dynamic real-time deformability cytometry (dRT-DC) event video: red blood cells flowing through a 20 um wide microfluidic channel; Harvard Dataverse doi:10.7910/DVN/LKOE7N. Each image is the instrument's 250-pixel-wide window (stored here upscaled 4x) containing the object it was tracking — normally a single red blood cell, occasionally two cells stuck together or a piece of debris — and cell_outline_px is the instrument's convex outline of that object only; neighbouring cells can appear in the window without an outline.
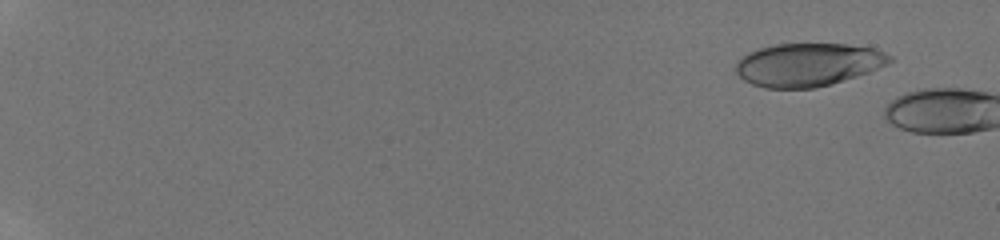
{"species": "human", "species_latin": "Homo sapiens", "temperature_condition": "room temperature", "stored_images_in_passage": 5, "camera_frame_rate_fps": 3000, "um_per_image_px": 0.085, "donor": {"sex": "male"}, "frame": {"image": 1, "passage_image": 3, "time_ms": 1.333, "image_size_px": [1000, 240], "cell_outline_px": [[892, 60], [888, 64], [868, 72], [832, 84], [816, 88], [764, 88], [752, 84], [744, 80], [736, 72], [736, 60], [740, 56], [756, 48], [776, 44], [848, 44], [872, 48], [884, 52], [892, 56]], "centroid_in_image_um": [68.64, 5.49], "position_along_channel_um": 16.4, "area_um2": 38.84}}